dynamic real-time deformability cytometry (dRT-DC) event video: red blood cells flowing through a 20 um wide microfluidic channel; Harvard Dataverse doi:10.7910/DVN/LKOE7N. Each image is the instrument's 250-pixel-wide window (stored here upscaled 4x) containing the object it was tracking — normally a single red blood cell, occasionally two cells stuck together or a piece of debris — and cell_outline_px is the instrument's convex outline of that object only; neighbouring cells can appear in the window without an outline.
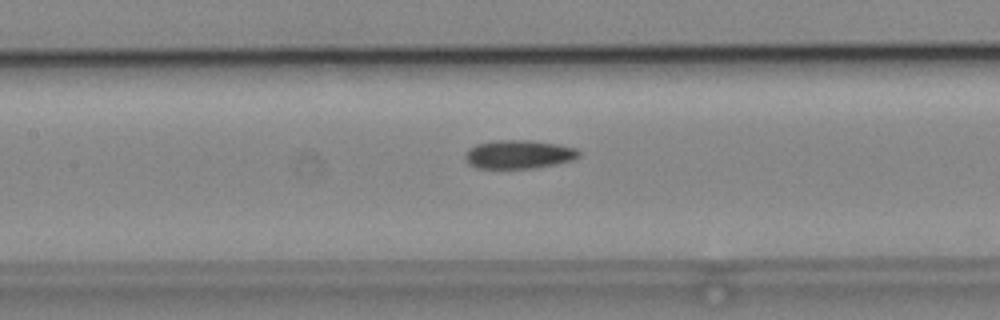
{"species": "common noctule bat (a hibernating species)", "species_latin": "Nyctalus noctula", "temperature_condition": "cold", "stored_images_in_passage": 35, "camera_frame_rate_fps": 3000, "um_per_image_px": 0.085, "animal": {"sex": "male", "body_mass_g": 19.2, "forearm_length_mm": 51.8}, "frame": {"image": 1, "passage_image": 11, "time_ms": 3.333, "image_size_px": [1000, 320], "cell_outline_px": [[580, 156], [572, 160], [556, 164], [536, 168], [476, 168], [468, 164], [464, 156], [468, 148], [476, 144], [492, 140], [528, 140], [556, 144], [576, 148], [580, 152]], "centroid_in_image_um": [44.06, 13.12], "position_along_channel_um": 163.3, "area_um2": 19.07}}
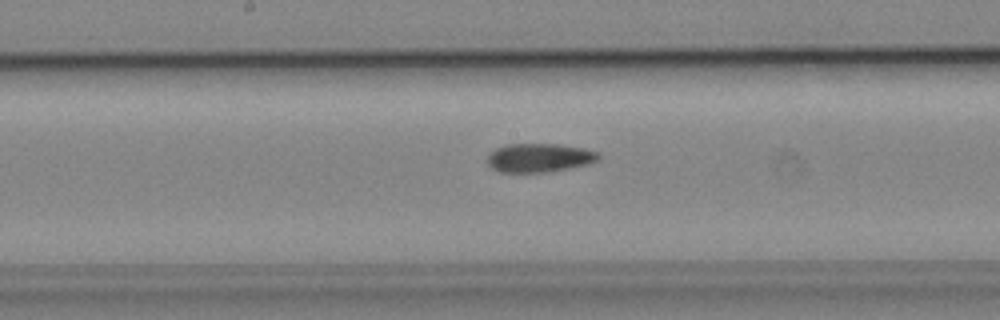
{"frame": {"image": 2, "passage_image": 14, "time_ms": 4.333, "image_size_px": [1000, 320], "cell_outline_px": [[600, 160], [592, 164], [548, 172], [500, 172], [492, 168], [488, 164], [488, 156], [496, 148], [504, 144], [556, 144], [584, 148], [600, 152]], "centroid_in_image_um": [45.91, 13.41], "position_along_channel_um": 202.3, "area_um2": 18.84}}
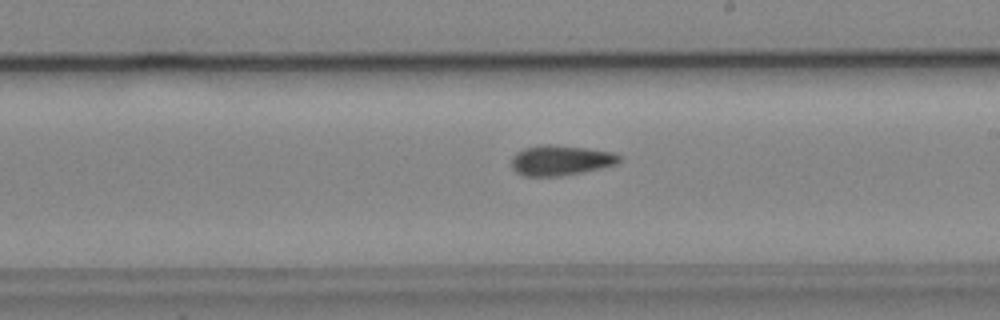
{"frame": {"image": 3, "passage_image": 17, "time_ms": 5.333, "image_size_px": [1000, 320], "cell_outline_px": [[620, 160], [616, 164], [584, 172], [560, 176], [524, 176], [516, 172], [512, 168], [512, 156], [516, 152], [524, 148], [540, 144], [548, 144], [588, 148], [612, 152], [620, 156]], "centroid_in_image_um": [47.62, 13.62], "position_along_channel_um": 241.4, "area_um2": 19.02}, "authors_computed_cell_mechanics": {"area_um2": 18.6116, "velocity_mm_per_s": 3.9209, "shape_relaxation_time_tau1_ms": null, "shape_relaxation_time_tau2_ms": 5.803, "deformation_change_tau1": null, "deformation_change_tau2": 0.1114}}